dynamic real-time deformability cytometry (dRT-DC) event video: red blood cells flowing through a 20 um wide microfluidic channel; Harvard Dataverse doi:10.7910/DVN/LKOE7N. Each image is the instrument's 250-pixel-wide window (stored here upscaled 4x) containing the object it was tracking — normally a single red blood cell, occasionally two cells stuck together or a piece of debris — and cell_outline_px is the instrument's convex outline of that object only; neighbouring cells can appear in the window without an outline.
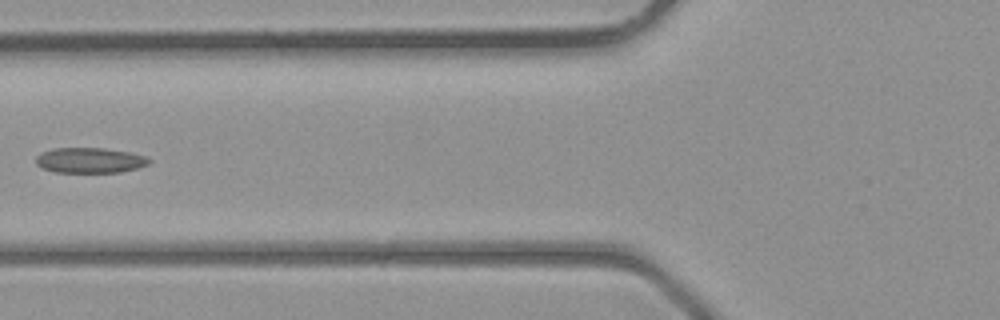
{"species": "common noctule bat (a hibernating species)", "species_latin": "Nyctalus noctula", "temperature_condition": "room temperature", "stored_images_in_passage": 4, "camera_frame_rate_fps": 3000, "um_per_image_px": 0.085, "animal": {"sex": "male", "body_mass_g": 23.1, "forearm_length_mm": 52.7}, "frame": {"image": 1, "passage_image": 4, "time_ms": 3.667, "image_size_px": [1000, 320], "cell_outline_px": [[152, 160], [148, 164], [136, 168], [120, 172], [56, 172], [40, 168], [36, 164], [36, 156], [40, 152], [52, 148], [104, 148], [128, 152], [148, 156]], "centroid_in_image_um": [7.61, 13.62], "position_along_channel_um": 118.2, "area_um2": 16.82}}